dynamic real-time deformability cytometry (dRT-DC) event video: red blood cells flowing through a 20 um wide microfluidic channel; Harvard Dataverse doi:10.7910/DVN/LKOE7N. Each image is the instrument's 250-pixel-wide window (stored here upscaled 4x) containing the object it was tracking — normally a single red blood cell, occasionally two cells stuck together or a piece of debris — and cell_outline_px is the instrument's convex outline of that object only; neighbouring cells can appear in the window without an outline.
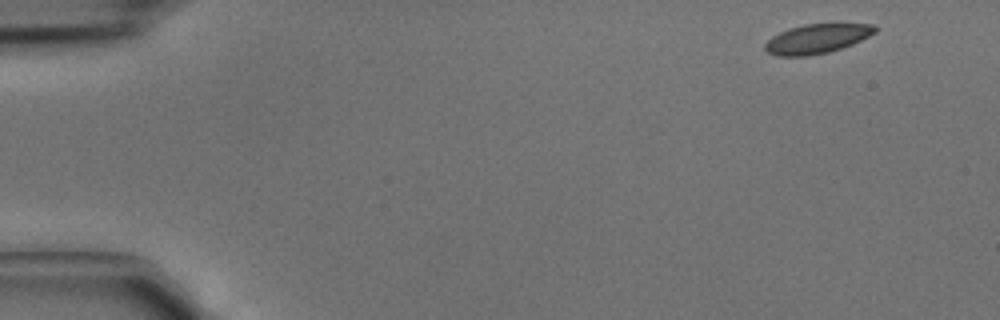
{"species": "common noctule bat (a hibernating species)", "species_latin": "Nyctalus noctula", "temperature_condition": "cold", "stored_images_in_passage": 4, "camera_frame_rate_fps": 3000, "um_per_image_px": 0.085, "animal": {"sex": "male", "body_mass_g": 15.6}, "frame": {"image": 1, "passage_image": 1, "time_ms": 0.0, "image_size_px": [1000, 320], "cell_outline_px": [[880, 28], [876, 32], [852, 44], [828, 52], [808, 56], [776, 56], [768, 52], [764, 48], [764, 44], [772, 36], [788, 28], [804, 24], [876, 24]], "centroid_in_image_um": [69.44, 3.29], "position_along_channel_um": 15.6, "area_um2": 18.84}}
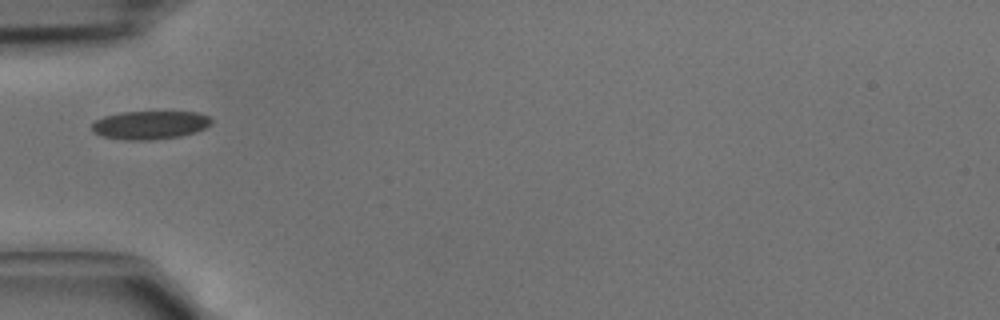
{"frame": {"image": 2, "passage_image": 4, "time_ms": 1.0, "image_size_px": [1000, 320], "cell_outline_px": [[212, 124], [196, 132], [180, 136], [152, 140], [124, 140], [100, 136], [92, 132], [92, 124], [96, 120], [104, 116], [120, 112], [200, 112], [208, 116], [212, 120]], "centroid_in_image_um": [12.74, 10.63], "position_along_channel_um": 72.3, "area_um2": 19.94}}